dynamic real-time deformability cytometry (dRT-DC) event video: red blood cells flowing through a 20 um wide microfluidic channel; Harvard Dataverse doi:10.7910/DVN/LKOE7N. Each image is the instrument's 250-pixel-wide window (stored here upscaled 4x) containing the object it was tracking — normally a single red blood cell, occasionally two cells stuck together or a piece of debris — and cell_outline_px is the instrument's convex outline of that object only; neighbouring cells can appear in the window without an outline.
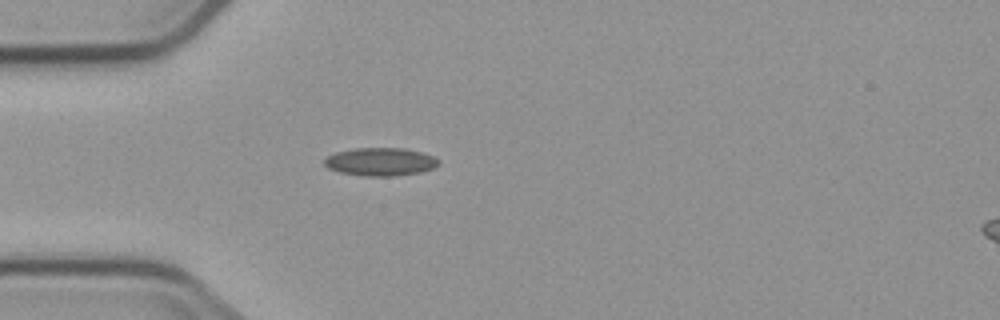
{"species": "common noctule bat (a hibernating species)", "species_latin": "Nyctalus noctula", "temperature_condition": "cold", "stored_images_in_passage": 4, "camera_frame_rate_fps": 3000, "um_per_image_px": 0.085, "animal": {"sex": "male", "body_mass_g": 23.1, "forearm_length_mm": 52.7}, "frame": {"image": 1, "passage_image": 4, "time_ms": 3.333, "image_size_px": [1000, 320], "cell_outline_px": [[440, 164], [432, 168], [420, 172], [392, 176], [364, 176], [340, 172], [328, 168], [324, 164], [324, 160], [328, 156], [336, 152], [356, 148], [404, 148], [420, 152], [432, 156], [440, 160]], "centroid_in_image_um": [32.33, 13.75], "position_along_channel_um": 52.7, "area_um2": 18.55}}